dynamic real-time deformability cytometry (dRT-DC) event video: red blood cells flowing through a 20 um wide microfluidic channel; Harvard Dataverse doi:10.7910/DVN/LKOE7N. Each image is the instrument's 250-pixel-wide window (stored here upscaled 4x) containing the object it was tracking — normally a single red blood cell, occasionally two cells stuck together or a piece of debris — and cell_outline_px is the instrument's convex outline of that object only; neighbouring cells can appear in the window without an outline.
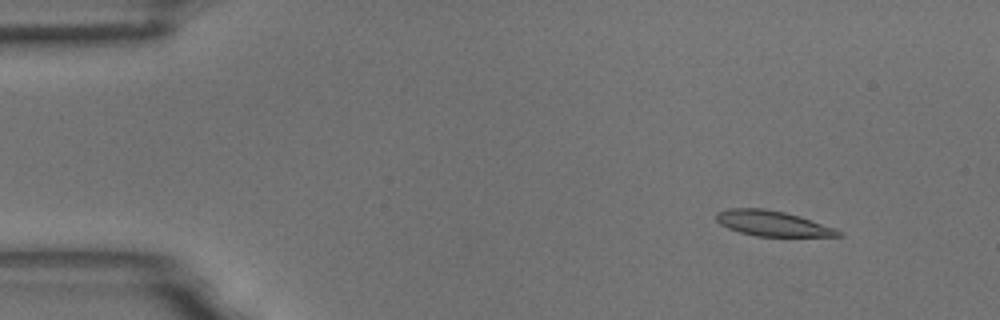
{"species": "common noctule bat (a hibernating species)", "species_latin": "Nyctalus noctula", "temperature_condition": "room temperature", "stored_images_in_passage": 7, "camera_frame_rate_fps": 3000, "um_per_image_px": 0.085, "animal": {"sex": "male", "body_mass_g": 18.8}, "frame": {"image": 1, "passage_image": 2, "time_ms": 0.333, "image_size_px": [1000, 320], "cell_outline_px": [[844, 232], [840, 236], [756, 236], [740, 232], [728, 228], [720, 224], [716, 220], [716, 212], [728, 208], [764, 208], [784, 212], [800, 216], [836, 228]], "centroid_in_image_um": [65.66, 18.98], "position_along_channel_um": 19.3, "area_um2": 18.03}}
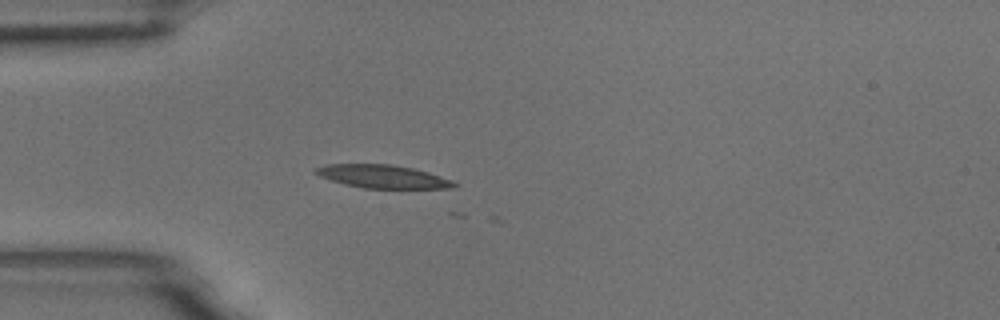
{"frame": {"image": 2, "passage_image": 5, "time_ms": 1.333, "image_size_px": [1000, 320], "cell_outline_px": [[460, 184], [456, 188], [364, 188], [344, 184], [320, 176], [312, 172], [312, 168], [324, 164], [392, 164], [412, 168], [428, 172], [452, 180]], "centroid_in_image_um": [32.52, 15.0], "position_along_channel_um": 52.5, "area_um2": 18.84}}